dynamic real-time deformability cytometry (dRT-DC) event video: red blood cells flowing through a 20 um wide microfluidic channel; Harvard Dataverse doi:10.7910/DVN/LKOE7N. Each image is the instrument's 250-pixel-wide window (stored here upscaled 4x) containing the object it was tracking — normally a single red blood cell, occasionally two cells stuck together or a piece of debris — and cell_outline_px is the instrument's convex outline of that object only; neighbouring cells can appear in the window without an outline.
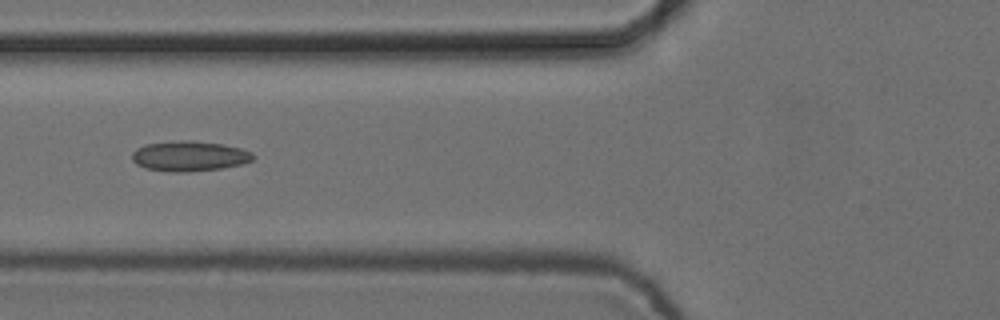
{"species": "common noctule bat (a hibernating species)", "species_latin": "Nyctalus noctula", "temperature_condition": "cold", "stored_images_in_passage": 7, "camera_frame_rate_fps": 3000, "um_per_image_px": 0.085, "animal": {"sex": "female", "body_mass_g": 24.6, "forearm_length_mm": 56.2}, "frame": {"image": 1, "passage_image": 6, "time_ms": 1.667, "image_size_px": [1000, 320], "cell_outline_px": [[256, 156], [252, 160], [240, 164], [220, 168], [184, 172], [172, 172], [144, 168], [136, 164], [132, 160], [132, 152], [136, 148], [144, 144], [180, 140], [188, 140], [224, 144], [240, 148], [252, 152]], "centroid_in_image_um": [16.07, 13.26], "position_along_channel_um": 109.7, "area_um2": 21.33}}
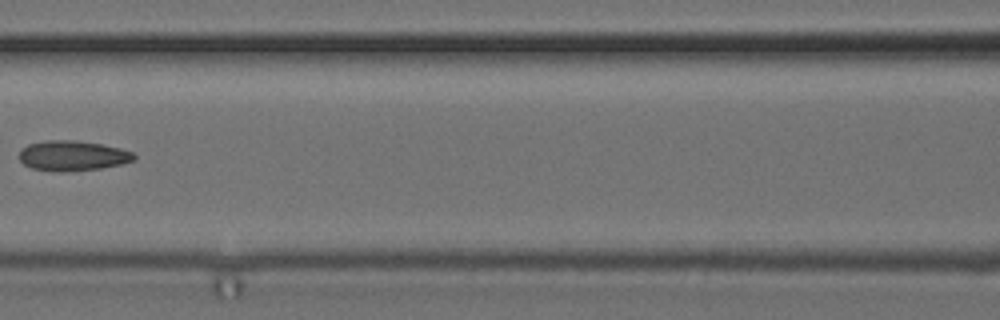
{"frame": {"image": 2, "passage_image": 7, "time_ms": 2.0, "image_size_px": [1000, 320], "cell_outline_px": [[136, 160], [120, 164], [100, 168], [64, 172], [32, 168], [24, 164], [20, 160], [20, 152], [28, 144], [48, 140], [76, 140], [100, 144], [120, 148], [132, 152], [136, 156]], "centroid_in_image_um": [6.19, 13.23], "position_along_channel_um": 160.4, "area_um2": 19.94}}